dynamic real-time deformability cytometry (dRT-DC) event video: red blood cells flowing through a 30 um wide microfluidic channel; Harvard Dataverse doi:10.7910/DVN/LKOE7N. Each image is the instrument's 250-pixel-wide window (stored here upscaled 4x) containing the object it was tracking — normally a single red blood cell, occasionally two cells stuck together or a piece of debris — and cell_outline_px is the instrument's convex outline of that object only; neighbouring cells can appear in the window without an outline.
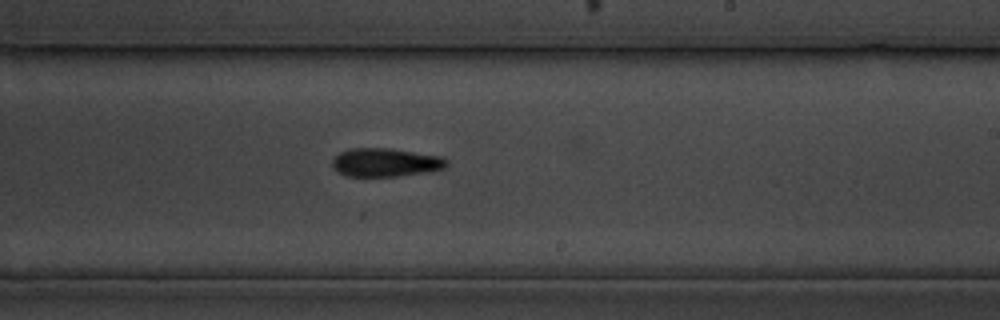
{"species": "common noctule bat (a hibernating species)", "species_latin": "Nyctalus noctula", "temperature_condition": "cold", "stored_images_in_passage": 9, "camera_frame_rate_fps": 3000, "um_per_image_px": 0.085, "animal": {"sex": "male", "body_mass_g": 19.5, "forearm_length_mm": 54.6}, "frame": {"image": 1, "passage_image": 9, "time_ms": 9.333, "image_size_px": [1000, 320], "cell_outline_px": [[448, 164], [444, 168], [428, 172], [400, 176], [344, 176], [336, 172], [332, 164], [332, 160], [340, 152], [352, 148], [388, 148], [444, 156], [448, 160]], "centroid_in_image_um": [32.79, 13.81], "position_along_channel_um": 256.2, "area_um2": 19.19}}